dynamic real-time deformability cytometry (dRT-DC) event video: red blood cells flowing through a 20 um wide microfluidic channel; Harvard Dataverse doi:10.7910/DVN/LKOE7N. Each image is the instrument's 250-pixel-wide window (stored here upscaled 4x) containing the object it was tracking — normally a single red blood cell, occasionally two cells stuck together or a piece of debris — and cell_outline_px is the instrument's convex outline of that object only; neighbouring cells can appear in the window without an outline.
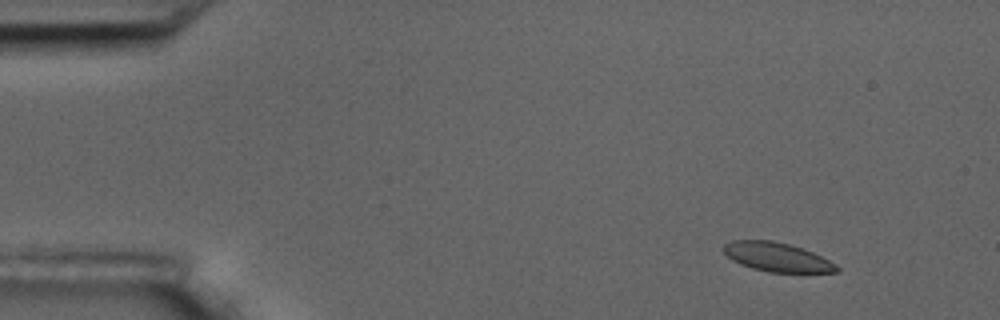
{"species": "common noctule bat (a hibernating species)", "species_latin": "Nyctalus noctula", "temperature_condition": "room temperature", "stored_images_in_passage": 7, "camera_frame_rate_fps": 3000, "um_per_image_px": 0.085, "animal": {"sex": "male", "body_mass_g": 17.5, "forearm_length_mm": 52.3}, "frame": {"image": 1, "passage_image": 2, "time_ms": 1.333, "image_size_px": [1000, 320], "cell_outline_px": [[840, 272], [768, 272], [752, 268], [740, 264], [732, 260], [724, 252], [724, 244], [732, 240], [772, 240], [788, 244], [812, 252], [836, 264], [840, 268]], "centroid_in_image_um": [66.03, 21.85], "position_along_channel_um": 19.0, "area_um2": 18.96}}
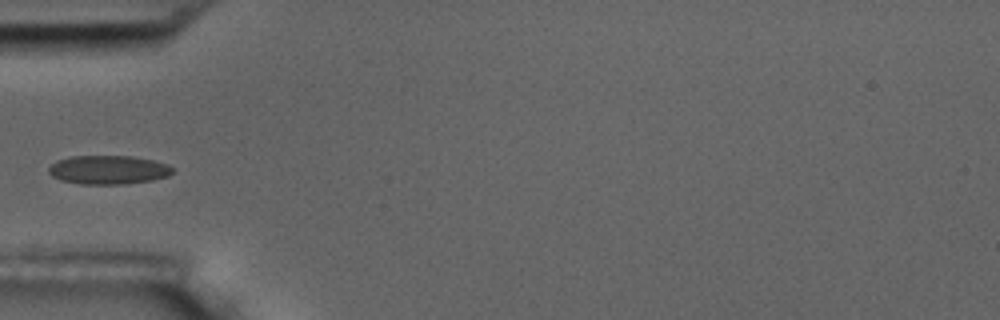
{"frame": {"image": 2, "passage_image": 5, "time_ms": 5.667, "image_size_px": [1000, 320], "cell_outline_px": [[172, 172], [168, 176], [152, 180], [124, 184], [80, 184], [60, 180], [52, 176], [48, 172], [48, 168], [56, 160], [68, 156], [132, 156], [152, 160], [168, 164], [172, 168]], "centroid_in_image_um": [9.17, 14.43], "position_along_channel_um": 75.8, "area_um2": 20.87}}